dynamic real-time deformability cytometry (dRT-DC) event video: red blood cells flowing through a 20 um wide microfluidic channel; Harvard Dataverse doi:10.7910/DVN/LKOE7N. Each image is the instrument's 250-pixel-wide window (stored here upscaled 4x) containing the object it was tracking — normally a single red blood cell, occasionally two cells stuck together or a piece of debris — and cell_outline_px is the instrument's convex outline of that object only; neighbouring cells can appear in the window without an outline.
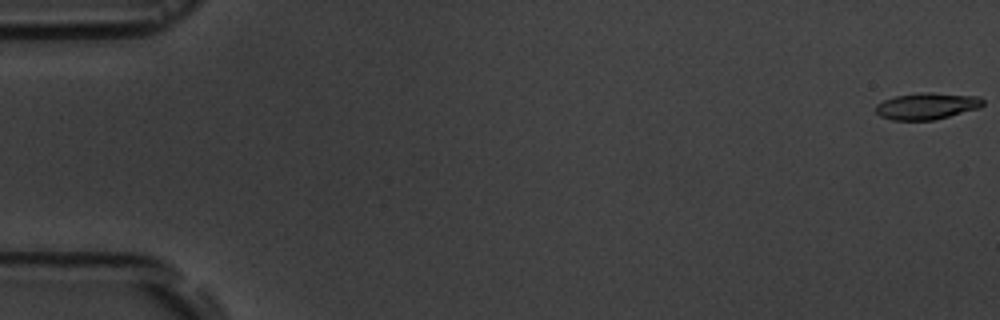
{"species": "common noctule bat (a hibernating species)", "species_latin": "Nyctalus noctula", "temperature_condition": "room temperature", "stored_images_in_passage": 6, "camera_frame_rate_fps": 3000, "um_per_image_px": 0.085, "animal": {"sex": "male", "body_mass_g": 19.5, "forearm_length_mm": 54.6}, "frame": {"image": 1, "passage_image": 1, "time_ms": 0.0, "image_size_px": [1000, 320], "cell_outline_px": [[984, 104], [980, 108], [932, 120], [892, 120], [880, 116], [876, 112], [876, 104], [884, 100], [896, 96], [924, 92], [932, 92], [980, 96], [984, 100]], "centroid_in_image_um": [78.81, 9.0], "position_along_channel_um": 6.2, "area_um2": 16.65}}
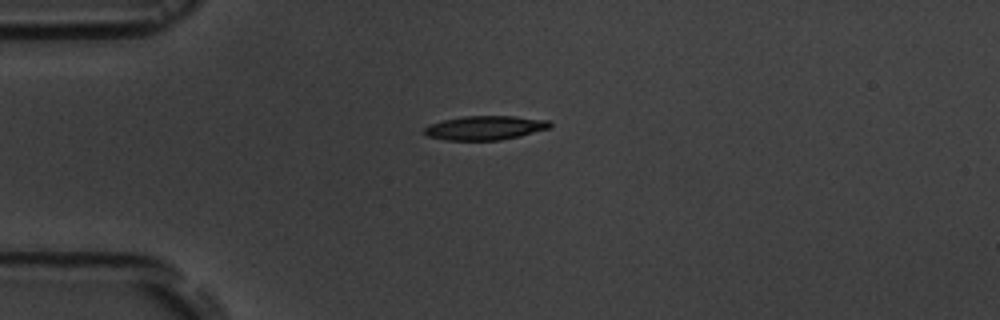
{"frame": {"image": 2, "passage_image": 5, "time_ms": 4.667, "image_size_px": [1000, 320], "cell_outline_px": [[552, 128], [520, 136], [500, 140], [448, 140], [428, 136], [424, 132], [424, 128], [432, 124], [444, 120], [464, 116], [512, 116], [548, 120], [552, 124]], "centroid_in_image_um": [41.29, 10.87], "position_along_channel_um": 43.7, "area_um2": 17.51}}